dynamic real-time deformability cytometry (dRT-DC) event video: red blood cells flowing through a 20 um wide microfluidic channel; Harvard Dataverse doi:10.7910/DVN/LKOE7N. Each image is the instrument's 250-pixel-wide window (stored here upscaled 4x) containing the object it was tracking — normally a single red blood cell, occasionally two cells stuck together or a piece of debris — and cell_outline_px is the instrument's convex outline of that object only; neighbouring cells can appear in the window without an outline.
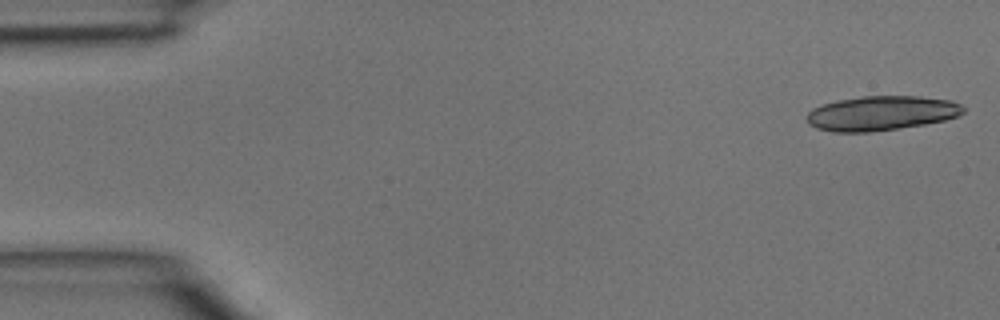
{"species": "common noctule bat (a hibernating species)", "species_latin": "Nyctalus noctula", "temperature_condition": "room temperature", "stored_images_in_passage": 14, "camera_frame_rate_fps": 3000, "um_per_image_px": 0.085, "animal": {"sex": "male", "body_mass_g": 15.6}, "frame": {"image": 1, "passage_image": 1, "time_ms": 0.0, "image_size_px": [1000, 320], "cell_outline_px": [[964, 112], [960, 116], [944, 120], [924, 124], [868, 132], [832, 132], [816, 128], [808, 124], [804, 116], [812, 108], [820, 104], [836, 100], [860, 96], [920, 96], [952, 100], [960, 104], [964, 108]], "centroid_in_image_um": [74.86, 9.61], "position_along_channel_um": 10.1, "area_um2": 31.85}}